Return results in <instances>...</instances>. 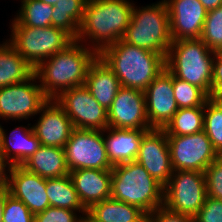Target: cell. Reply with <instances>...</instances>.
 <instances>
[{
	"instance_id": "obj_12",
	"label": "cell",
	"mask_w": 222,
	"mask_h": 222,
	"mask_svg": "<svg viewBox=\"0 0 222 222\" xmlns=\"http://www.w3.org/2000/svg\"><path fill=\"white\" fill-rule=\"evenodd\" d=\"M55 101L72 121L74 128L103 131L108 127V110L82 85L61 92Z\"/></svg>"
},
{
	"instance_id": "obj_14",
	"label": "cell",
	"mask_w": 222,
	"mask_h": 222,
	"mask_svg": "<svg viewBox=\"0 0 222 222\" xmlns=\"http://www.w3.org/2000/svg\"><path fill=\"white\" fill-rule=\"evenodd\" d=\"M165 186L173 173L168 138L163 129L152 128L142 137L135 160Z\"/></svg>"
},
{
	"instance_id": "obj_24",
	"label": "cell",
	"mask_w": 222,
	"mask_h": 222,
	"mask_svg": "<svg viewBox=\"0 0 222 222\" xmlns=\"http://www.w3.org/2000/svg\"><path fill=\"white\" fill-rule=\"evenodd\" d=\"M86 222H147V214L136 206L110 197L87 210Z\"/></svg>"
},
{
	"instance_id": "obj_34",
	"label": "cell",
	"mask_w": 222,
	"mask_h": 222,
	"mask_svg": "<svg viewBox=\"0 0 222 222\" xmlns=\"http://www.w3.org/2000/svg\"><path fill=\"white\" fill-rule=\"evenodd\" d=\"M207 196L222 200V156L215 159L204 171Z\"/></svg>"
},
{
	"instance_id": "obj_23",
	"label": "cell",
	"mask_w": 222,
	"mask_h": 222,
	"mask_svg": "<svg viewBox=\"0 0 222 222\" xmlns=\"http://www.w3.org/2000/svg\"><path fill=\"white\" fill-rule=\"evenodd\" d=\"M21 166L46 179L63 177L70 173L64 148L55 146L41 145Z\"/></svg>"
},
{
	"instance_id": "obj_43",
	"label": "cell",
	"mask_w": 222,
	"mask_h": 222,
	"mask_svg": "<svg viewBox=\"0 0 222 222\" xmlns=\"http://www.w3.org/2000/svg\"><path fill=\"white\" fill-rule=\"evenodd\" d=\"M1 130H2V126L0 124V143H1Z\"/></svg>"
},
{
	"instance_id": "obj_15",
	"label": "cell",
	"mask_w": 222,
	"mask_h": 222,
	"mask_svg": "<svg viewBox=\"0 0 222 222\" xmlns=\"http://www.w3.org/2000/svg\"><path fill=\"white\" fill-rule=\"evenodd\" d=\"M151 128L163 129L179 109L174 97L173 75L165 68L144 91Z\"/></svg>"
},
{
	"instance_id": "obj_28",
	"label": "cell",
	"mask_w": 222,
	"mask_h": 222,
	"mask_svg": "<svg viewBox=\"0 0 222 222\" xmlns=\"http://www.w3.org/2000/svg\"><path fill=\"white\" fill-rule=\"evenodd\" d=\"M205 106L179 108L163 128L167 136L191 135L203 131Z\"/></svg>"
},
{
	"instance_id": "obj_11",
	"label": "cell",
	"mask_w": 222,
	"mask_h": 222,
	"mask_svg": "<svg viewBox=\"0 0 222 222\" xmlns=\"http://www.w3.org/2000/svg\"><path fill=\"white\" fill-rule=\"evenodd\" d=\"M33 74L27 80L0 88V118L3 120L29 119L39 114L41 107L49 100L36 82Z\"/></svg>"
},
{
	"instance_id": "obj_16",
	"label": "cell",
	"mask_w": 222,
	"mask_h": 222,
	"mask_svg": "<svg viewBox=\"0 0 222 222\" xmlns=\"http://www.w3.org/2000/svg\"><path fill=\"white\" fill-rule=\"evenodd\" d=\"M172 40L199 39L208 11L199 0H165Z\"/></svg>"
},
{
	"instance_id": "obj_13",
	"label": "cell",
	"mask_w": 222,
	"mask_h": 222,
	"mask_svg": "<svg viewBox=\"0 0 222 222\" xmlns=\"http://www.w3.org/2000/svg\"><path fill=\"white\" fill-rule=\"evenodd\" d=\"M108 127L152 129L146 114L144 92L121 86L108 109Z\"/></svg>"
},
{
	"instance_id": "obj_3",
	"label": "cell",
	"mask_w": 222,
	"mask_h": 222,
	"mask_svg": "<svg viewBox=\"0 0 222 222\" xmlns=\"http://www.w3.org/2000/svg\"><path fill=\"white\" fill-rule=\"evenodd\" d=\"M98 56L117 76L122 87L143 92L166 68L163 54L141 49L123 39L104 48Z\"/></svg>"
},
{
	"instance_id": "obj_17",
	"label": "cell",
	"mask_w": 222,
	"mask_h": 222,
	"mask_svg": "<svg viewBox=\"0 0 222 222\" xmlns=\"http://www.w3.org/2000/svg\"><path fill=\"white\" fill-rule=\"evenodd\" d=\"M8 188L10 194L21 200L34 215L50 206L46 192V178L27 171L21 165L10 167Z\"/></svg>"
},
{
	"instance_id": "obj_32",
	"label": "cell",
	"mask_w": 222,
	"mask_h": 222,
	"mask_svg": "<svg viewBox=\"0 0 222 222\" xmlns=\"http://www.w3.org/2000/svg\"><path fill=\"white\" fill-rule=\"evenodd\" d=\"M200 39L211 51H222V5L208 11Z\"/></svg>"
},
{
	"instance_id": "obj_31",
	"label": "cell",
	"mask_w": 222,
	"mask_h": 222,
	"mask_svg": "<svg viewBox=\"0 0 222 222\" xmlns=\"http://www.w3.org/2000/svg\"><path fill=\"white\" fill-rule=\"evenodd\" d=\"M173 91L178 108L205 106L210 96L196 85L173 76Z\"/></svg>"
},
{
	"instance_id": "obj_6",
	"label": "cell",
	"mask_w": 222,
	"mask_h": 222,
	"mask_svg": "<svg viewBox=\"0 0 222 222\" xmlns=\"http://www.w3.org/2000/svg\"><path fill=\"white\" fill-rule=\"evenodd\" d=\"M123 40L166 57L173 40L165 0L141 8L133 6L130 23Z\"/></svg>"
},
{
	"instance_id": "obj_10",
	"label": "cell",
	"mask_w": 222,
	"mask_h": 222,
	"mask_svg": "<svg viewBox=\"0 0 222 222\" xmlns=\"http://www.w3.org/2000/svg\"><path fill=\"white\" fill-rule=\"evenodd\" d=\"M167 138L173 171L204 172L220 156L204 130Z\"/></svg>"
},
{
	"instance_id": "obj_1",
	"label": "cell",
	"mask_w": 222,
	"mask_h": 222,
	"mask_svg": "<svg viewBox=\"0 0 222 222\" xmlns=\"http://www.w3.org/2000/svg\"><path fill=\"white\" fill-rule=\"evenodd\" d=\"M134 5L129 0H88L75 40L87 45L89 39L87 46L99 54L123 39Z\"/></svg>"
},
{
	"instance_id": "obj_4",
	"label": "cell",
	"mask_w": 222,
	"mask_h": 222,
	"mask_svg": "<svg viewBox=\"0 0 222 222\" xmlns=\"http://www.w3.org/2000/svg\"><path fill=\"white\" fill-rule=\"evenodd\" d=\"M111 198L136 206L147 215L163 205L164 186L136 161L112 168Z\"/></svg>"
},
{
	"instance_id": "obj_37",
	"label": "cell",
	"mask_w": 222,
	"mask_h": 222,
	"mask_svg": "<svg viewBox=\"0 0 222 222\" xmlns=\"http://www.w3.org/2000/svg\"><path fill=\"white\" fill-rule=\"evenodd\" d=\"M147 222H194V217L171 211L162 205L147 215Z\"/></svg>"
},
{
	"instance_id": "obj_42",
	"label": "cell",
	"mask_w": 222,
	"mask_h": 222,
	"mask_svg": "<svg viewBox=\"0 0 222 222\" xmlns=\"http://www.w3.org/2000/svg\"><path fill=\"white\" fill-rule=\"evenodd\" d=\"M46 4L54 6L59 0H40Z\"/></svg>"
},
{
	"instance_id": "obj_29",
	"label": "cell",
	"mask_w": 222,
	"mask_h": 222,
	"mask_svg": "<svg viewBox=\"0 0 222 222\" xmlns=\"http://www.w3.org/2000/svg\"><path fill=\"white\" fill-rule=\"evenodd\" d=\"M21 7L14 17L21 25L43 28L51 26L53 6L40 0H21Z\"/></svg>"
},
{
	"instance_id": "obj_30",
	"label": "cell",
	"mask_w": 222,
	"mask_h": 222,
	"mask_svg": "<svg viewBox=\"0 0 222 222\" xmlns=\"http://www.w3.org/2000/svg\"><path fill=\"white\" fill-rule=\"evenodd\" d=\"M203 130L222 156V102L210 97L205 103Z\"/></svg>"
},
{
	"instance_id": "obj_33",
	"label": "cell",
	"mask_w": 222,
	"mask_h": 222,
	"mask_svg": "<svg viewBox=\"0 0 222 222\" xmlns=\"http://www.w3.org/2000/svg\"><path fill=\"white\" fill-rule=\"evenodd\" d=\"M3 222H34V214L21 200L9 194L4 205Z\"/></svg>"
},
{
	"instance_id": "obj_7",
	"label": "cell",
	"mask_w": 222,
	"mask_h": 222,
	"mask_svg": "<svg viewBox=\"0 0 222 222\" xmlns=\"http://www.w3.org/2000/svg\"><path fill=\"white\" fill-rule=\"evenodd\" d=\"M11 23L12 31L8 42L33 69L74 41L67 32L54 26H24L15 18Z\"/></svg>"
},
{
	"instance_id": "obj_18",
	"label": "cell",
	"mask_w": 222,
	"mask_h": 222,
	"mask_svg": "<svg viewBox=\"0 0 222 222\" xmlns=\"http://www.w3.org/2000/svg\"><path fill=\"white\" fill-rule=\"evenodd\" d=\"M39 113L41 116L32 127L41 145L64 148L74 129L70 118L55 99H49Z\"/></svg>"
},
{
	"instance_id": "obj_8",
	"label": "cell",
	"mask_w": 222,
	"mask_h": 222,
	"mask_svg": "<svg viewBox=\"0 0 222 222\" xmlns=\"http://www.w3.org/2000/svg\"><path fill=\"white\" fill-rule=\"evenodd\" d=\"M206 198L205 174L201 171H173L164 186L163 205L191 217L198 213Z\"/></svg>"
},
{
	"instance_id": "obj_22",
	"label": "cell",
	"mask_w": 222,
	"mask_h": 222,
	"mask_svg": "<svg viewBox=\"0 0 222 222\" xmlns=\"http://www.w3.org/2000/svg\"><path fill=\"white\" fill-rule=\"evenodd\" d=\"M84 86L106 110L110 108L121 87L117 76L99 56L90 64Z\"/></svg>"
},
{
	"instance_id": "obj_41",
	"label": "cell",
	"mask_w": 222,
	"mask_h": 222,
	"mask_svg": "<svg viewBox=\"0 0 222 222\" xmlns=\"http://www.w3.org/2000/svg\"><path fill=\"white\" fill-rule=\"evenodd\" d=\"M207 11L216 9L222 5V0H199Z\"/></svg>"
},
{
	"instance_id": "obj_21",
	"label": "cell",
	"mask_w": 222,
	"mask_h": 222,
	"mask_svg": "<svg viewBox=\"0 0 222 222\" xmlns=\"http://www.w3.org/2000/svg\"><path fill=\"white\" fill-rule=\"evenodd\" d=\"M1 130L0 153L11 165H22L41 146L33 127L19 126L10 131L9 137Z\"/></svg>"
},
{
	"instance_id": "obj_25",
	"label": "cell",
	"mask_w": 222,
	"mask_h": 222,
	"mask_svg": "<svg viewBox=\"0 0 222 222\" xmlns=\"http://www.w3.org/2000/svg\"><path fill=\"white\" fill-rule=\"evenodd\" d=\"M34 74L32 66L6 40L0 44V88L21 83Z\"/></svg>"
},
{
	"instance_id": "obj_9",
	"label": "cell",
	"mask_w": 222,
	"mask_h": 222,
	"mask_svg": "<svg viewBox=\"0 0 222 222\" xmlns=\"http://www.w3.org/2000/svg\"><path fill=\"white\" fill-rule=\"evenodd\" d=\"M64 152L70 171L113 168L107 157L103 131L74 128L64 146Z\"/></svg>"
},
{
	"instance_id": "obj_20",
	"label": "cell",
	"mask_w": 222,
	"mask_h": 222,
	"mask_svg": "<svg viewBox=\"0 0 222 222\" xmlns=\"http://www.w3.org/2000/svg\"><path fill=\"white\" fill-rule=\"evenodd\" d=\"M148 130L150 129H120L111 127L104 129L103 138L110 164L115 166L135 161L142 137Z\"/></svg>"
},
{
	"instance_id": "obj_39",
	"label": "cell",
	"mask_w": 222,
	"mask_h": 222,
	"mask_svg": "<svg viewBox=\"0 0 222 222\" xmlns=\"http://www.w3.org/2000/svg\"><path fill=\"white\" fill-rule=\"evenodd\" d=\"M11 165L4 159L0 153V189L8 187L9 170Z\"/></svg>"
},
{
	"instance_id": "obj_26",
	"label": "cell",
	"mask_w": 222,
	"mask_h": 222,
	"mask_svg": "<svg viewBox=\"0 0 222 222\" xmlns=\"http://www.w3.org/2000/svg\"><path fill=\"white\" fill-rule=\"evenodd\" d=\"M46 192L50 206L77 211L86 219L87 209L81 203L69 174L58 178H47Z\"/></svg>"
},
{
	"instance_id": "obj_27",
	"label": "cell",
	"mask_w": 222,
	"mask_h": 222,
	"mask_svg": "<svg viewBox=\"0 0 222 222\" xmlns=\"http://www.w3.org/2000/svg\"><path fill=\"white\" fill-rule=\"evenodd\" d=\"M87 1L59 0L53 6L51 26L64 30L75 40Z\"/></svg>"
},
{
	"instance_id": "obj_36",
	"label": "cell",
	"mask_w": 222,
	"mask_h": 222,
	"mask_svg": "<svg viewBox=\"0 0 222 222\" xmlns=\"http://www.w3.org/2000/svg\"><path fill=\"white\" fill-rule=\"evenodd\" d=\"M194 222H222V200L207 196L204 205L194 216Z\"/></svg>"
},
{
	"instance_id": "obj_5",
	"label": "cell",
	"mask_w": 222,
	"mask_h": 222,
	"mask_svg": "<svg viewBox=\"0 0 222 222\" xmlns=\"http://www.w3.org/2000/svg\"><path fill=\"white\" fill-rule=\"evenodd\" d=\"M214 58L215 52L200 38L173 40L165 65L173 76L198 86L211 97Z\"/></svg>"
},
{
	"instance_id": "obj_2",
	"label": "cell",
	"mask_w": 222,
	"mask_h": 222,
	"mask_svg": "<svg viewBox=\"0 0 222 222\" xmlns=\"http://www.w3.org/2000/svg\"><path fill=\"white\" fill-rule=\"evenodd\" d=\"M97 56L93 49L74 40L64 50L41 62L34 74L44 94L55 99L67 89L84 85L88 68Z\"/></svg>"
},
{
	"instance_id": "obj_38",
	"label": "cell",
	"mask_w": 222,
	"mask_h": 222,
	"mask_svg": "<svg viewBox=\"0 0 222 222\" xmlns=\"http://www.w3.org/2000/svg\"><path fill=\"white\" fill-rule=\"evenodd\" d=\"M211 97L222 102V51L215 52Z\"/></svg>"
},
{
	"instance_id": "obj_40",
	"label": "cell",
	"mask_w": 222,
	"mask_h": 222,
	"mask_svg": "<svg viewBox=\"0 0 222 222\" xmlns=\"http://www.w3.org/2000/svg\"><path fill=\"white\" fill-rule=\"evenodd\" d=\"M10 194L9 188L0 189V222H3V210L7 196Z\"/></svg>"
},
{
	"instance_id": "obj_35",
	"label": "cell",
	"mask_w": 222,
	"mask_h": 222,
	"mask_svg": "<svg viewBox=\"0 0 222 222\" xmlns=\"http://www.w3.org/2000/svg\"><path fill=\"white\" fill-rule=\"evenodd\" d=\"M77 211L49 206L44 211L34 215V222H86Z\"/></svg>"
},
{
	"instance_id": "obj_19",
	"label": "cell",
	"mask_w": 222,
	"mask_h": 222,
	"mask_svg": "<svg viewBox=\"0 0 222 222\" xmlns=\"http://www.w3.org/2000/svg\"><path fill=\"white\" fill-rule=\"evenodd\" d=\"M69 176L83 206L88 210L93 204L111 197L112 171L78 169Z\"/></svg>"
}]
</instances>
